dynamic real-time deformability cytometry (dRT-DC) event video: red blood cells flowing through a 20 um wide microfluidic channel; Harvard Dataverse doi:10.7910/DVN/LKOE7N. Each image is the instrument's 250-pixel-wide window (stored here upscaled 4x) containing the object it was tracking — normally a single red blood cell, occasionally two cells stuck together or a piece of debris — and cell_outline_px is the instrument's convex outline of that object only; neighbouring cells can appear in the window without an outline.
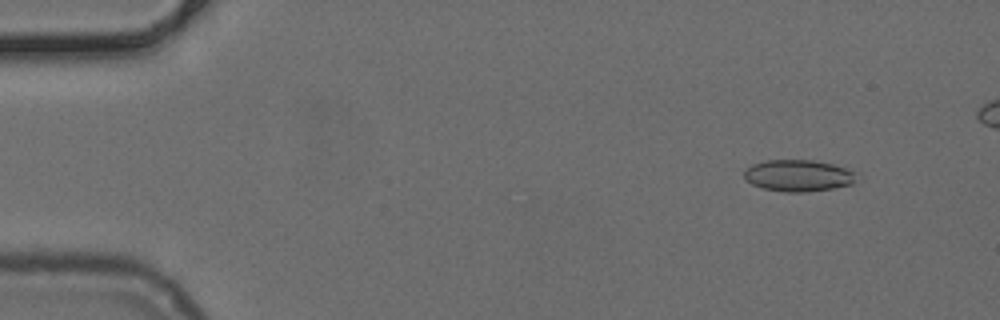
{"species": "common noctule bat (a hibernating species)", "species_latin": "Nyctalus noctula", "temperature_condition": "cold", "stored_images_in_passage": 9, "camera_frame_rate_fps": 3000, "um_per_image_px": 0.085, "animal": {"sex": "female", "body_mass_g": 24.6, "forearm_length_mm": 56.2}, "frame": {"image": 1, "passage_image": 4, "time_ms": 1.0, "image_size_px": [1000, 320], "cell_outline_px": [[860, 172], [852, 184], [832, 188], [808, 192], [784, 192], [764, 188], [752, 184], [744, 176], [744, 172], [752, 164], [764, 160], [812, 160], [832, 164]], "centroid_in_image_um": [67.9, 14.92], "position_along_channel_um": 17.1, "area_um2": 20.75}}